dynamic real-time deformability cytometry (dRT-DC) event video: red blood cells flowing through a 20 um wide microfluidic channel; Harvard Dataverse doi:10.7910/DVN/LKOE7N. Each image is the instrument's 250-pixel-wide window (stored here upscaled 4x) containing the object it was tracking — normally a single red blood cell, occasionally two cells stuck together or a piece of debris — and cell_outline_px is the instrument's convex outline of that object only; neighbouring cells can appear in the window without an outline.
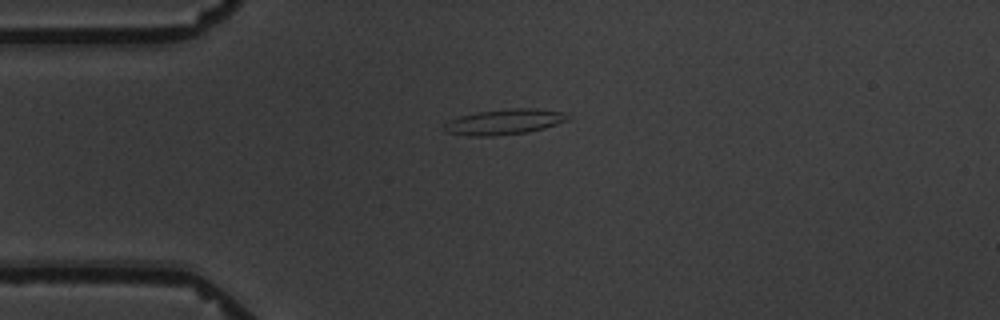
{"species": "common noctule bat (a hibernating species)", "species_latin": "Nyctalus noctula", "temperature_condition": "warm", "stored_images_in_passage": 7, "camera_frame_rate_fps": 3000, "um_per_image_px": 0.085, "animal": {"sex": "male", "body_mass_g": 19.5, "forearm_length_mm": 54.6}, "frame": {"image": 1, "passage_image": 1, "time_ms": 0.0, "image_size_px": [1000, 320], "cell_outline_px": [[572, 116], [568, 120], [544, 128], [528, 132], [496, 136], [468, 136], [444, 132], [444, 124], [448, 120], [460, 116], [476, 112], [508, 108], [536, 108], [568, 112]], "centroid_in_image_um": [42.89, 10.35], "position_along_channel_um": 42.1, "area_um2": 18.73}}
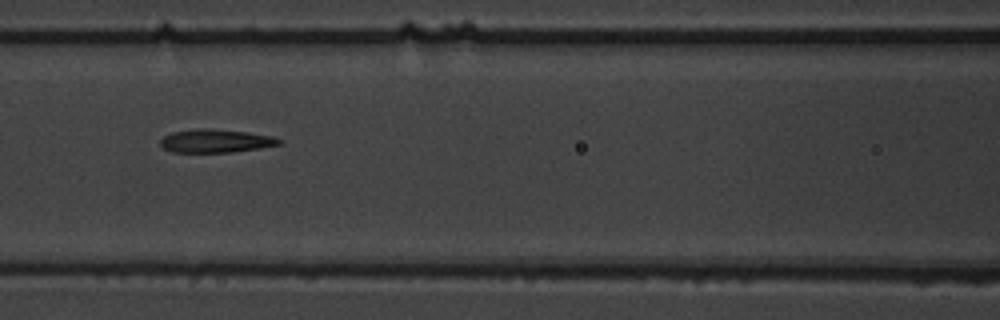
{"frame": {"image": 2, "passage_image": 4, "time_ms": 3.667, "image_size_px": [1000, 320], "cell_outline_px": [[280, 144], [260, 148], [232, 152], [172, 152], [164, 148], [160, 144], [160, 140], [164, 136], [172, 132], [196, 128], [208, 128], [248, 132], [272, 136], [280, 140]], "centroid_in_image_um": [18.3, 11.97], "position_along_channel_um": 148.3, "area_um2": 16.07}}
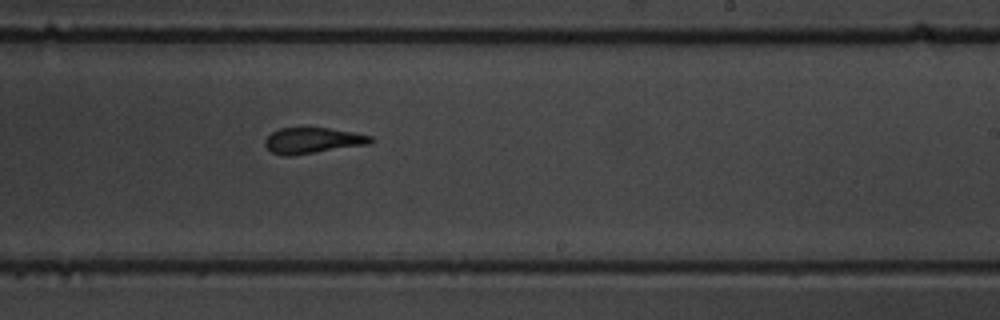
{"frame": {"image": 3, "passage_image": 7, "time_ms": 7.0, "image_size_px": [1000, 320], "cell_outline_px": [[376, 140], [372, 144], [288, 156], [284, 156], [272, 152], [264, 144], [264, 140], [272, 132], [280, 128], [328, 128], [352, 132], [372, 136]], "centroid_in_image_um": [26.62, 11.94], "position_along_channel_um": 262.4, "area_um2": 15.9}}